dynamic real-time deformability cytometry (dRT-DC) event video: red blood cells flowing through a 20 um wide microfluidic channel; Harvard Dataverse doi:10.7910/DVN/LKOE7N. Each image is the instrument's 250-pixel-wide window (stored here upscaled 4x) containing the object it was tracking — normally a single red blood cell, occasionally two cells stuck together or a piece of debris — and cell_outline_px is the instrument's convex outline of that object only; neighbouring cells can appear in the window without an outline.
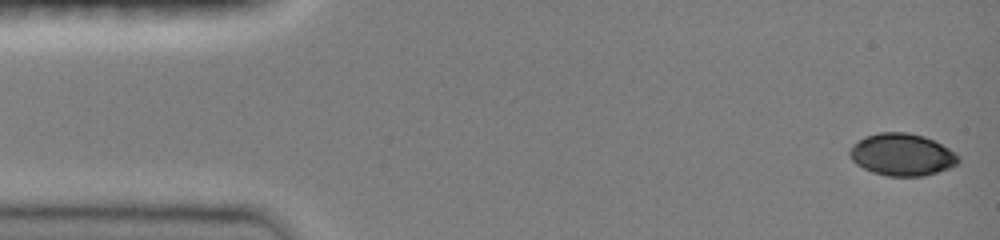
{"species": "common noctule bat (a hibernating species)", "species_latin": "Nyctalus noctula", "temperature_condition": "room temperature", "stored_images_in_passage": 47, "camera_frame_rate_fps": 3000, "um_per_image_px": 0.085, "animal": {"sex": "female", "body_mass_g": 19.0, "forearm_length_mm": 51.5}, "frame": {"image": 1, "passage_image": 1, "time_ms": 0.0, "image_size_px": [1000, 240], "cell_outline_px": [[960, 160], [956, 164], [948, 168], [936, 172], [920, 176], [888, 176], [872, 172], [856, 164], [852, 160], [848, 152], [864, 136], [880, 132], [908, 132], [924, 136], [956, 152], [960, 156]], "centroid_in_image_um": [76.68, 13.14], "position_along_channel_um": 8.3, "area_um2": 26.47}}
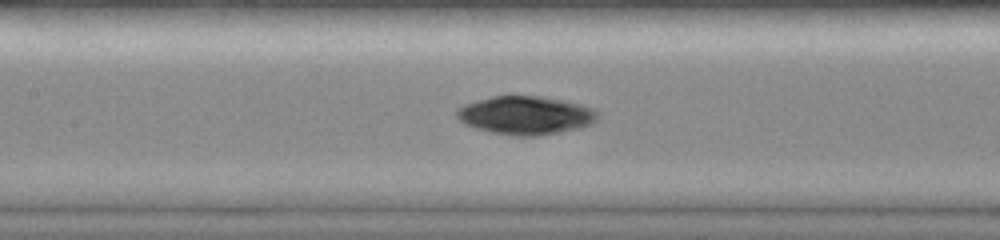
{"frame": {"image": 2, "passage_image": 21, "time_ms": 6.667, "image_size_px": [1000, 240], "cell_outline_px": [[600, 112], [596, 120], [592, 124], [580, 128], [540, 136], [516, 136], [492, 132], [476, 128], [464, 124], [456, 116], [456, 108], [464, 104], [492, 96], [540, 96], [564, 100], [580, 104], [592, 108]], "centroid_in_image_um": [44.69, 9.8], "position_along_channel_um": 162.7, "area_um2": 31.67}}
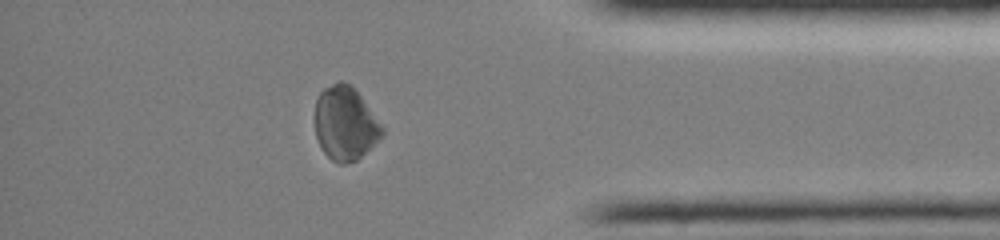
{"frame": {"image": 3, "passage_image": 40, "time_ms": 13.0, "image_size_px": [1000, 240], "cell_outline_px": [[384, 132], [380, 140], [356, 160], [344, 164], [340, 164], [332, 160], [324, 152], [316, 136], [312, 120], [316, 96], [324, 88], [340, 80], [344, 80], [360, 96], [384, 128]], "centroid_in_image_um": [29.29, 10.49], "position_along_channel_um": 405.9, "area_um2": 29.07}}